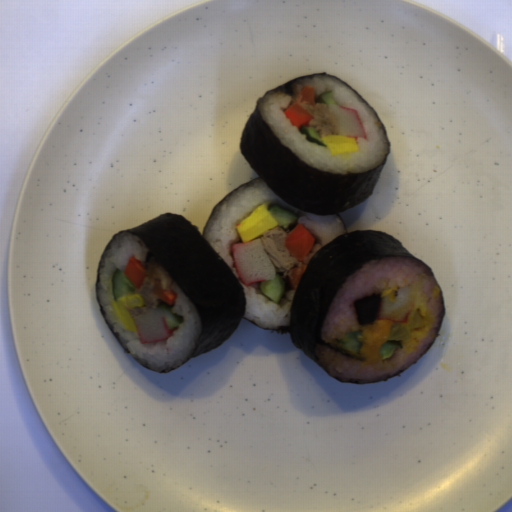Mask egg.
I'll return each instance as SVG.
<instances>
[{"label":"egg","instance_id":"3","mask_svg":"<svg viewBox=\"0 0 512 512\" xmlns=\"http://www.w3.org/2000/svg\"><path fill=\"white\" fill-rule=\"evenodd\" d=\"M145 302L143 297L137 292H130L118 297L113 302V308L120 318L126 330L137 332L134 317H131L128 309L144 307Z\"/></svg>","mask_w":512,"mask_h":512},{"label":"egg","instance_id":"1","mask_svg":"<svg viewBox=\"0 0 512 512\" xmlns=\"http://www.w3.org/2000/svg\"><path fill=\"white\" fill-rule=\"evenodd\" d=\"M396 321L378 320L360 325V331L363 335L360 355L366 363L377 362L380 355L381 346L388 341L391 329Z\"/></svg>","mask_w":512,"mask_h":512},{"label":"egg","instance_id":"4","mask_svg":"<svg viewBox=\"0 0 512 512\" xmlns=\"http://www.w3.org/2000/svg\"><path fill=\"white\" fill-rule=\"evenodd\" d=\"M323 142L331 151L332 155L346 154L359 150L354 137L339 136L337 134H328L322 136Z\"/></svg>","mask_w":512,"mask_h":512},{"label":"egg","instance_id":"2","mask_svg":"<svg viewBox=\"0 0 512 512\" xmlns=\"http://www.w3.org/2000/svg\"><path fill=\"white\" fill-rule=\"evenodd\" d=\"M277 221L266 205L258 206L247 218L235 227L242 243H248L265 234L275 226Z\"/></svg>","mask_w":512,"mask_h":512}]
</instances>
